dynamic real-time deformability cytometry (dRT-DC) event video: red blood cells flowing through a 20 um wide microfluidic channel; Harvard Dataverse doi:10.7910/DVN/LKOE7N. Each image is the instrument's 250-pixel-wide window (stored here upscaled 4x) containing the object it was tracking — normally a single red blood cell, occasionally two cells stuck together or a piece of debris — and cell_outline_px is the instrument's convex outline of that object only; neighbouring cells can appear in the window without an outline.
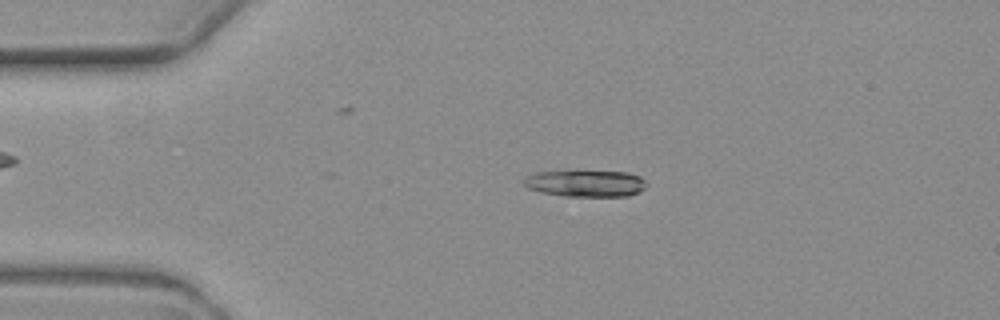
{"species": "common noctule bat (a hibernating species)", "species_latin": "Nyctalus noctula", "temperature_condition": "warm", "stored_images_in_passage": 4, "camera_frame_rate_fps": 3000, "um_per_image_px": 0.085, "animal": {"sex": "female", "body_mass_g": 19.3, "forearm_length_mm": 54.1}, "frame": {"image": 1, "passage_image": 3, "time_ms": 2.333, "image_size_px": [1000, 320], "cell_outline_px": [[644, 188], [640, 192], [628, 196], [564, 196], [540, 192], [528, 188], [524, 184], [524, 176], [536, 172], [628, 172], [640, 176], [644, 180]], "centroid_in_image_um": [49.76, 15.6], "position_along_channel_um": 35.2, "area_um2": 18.79}}